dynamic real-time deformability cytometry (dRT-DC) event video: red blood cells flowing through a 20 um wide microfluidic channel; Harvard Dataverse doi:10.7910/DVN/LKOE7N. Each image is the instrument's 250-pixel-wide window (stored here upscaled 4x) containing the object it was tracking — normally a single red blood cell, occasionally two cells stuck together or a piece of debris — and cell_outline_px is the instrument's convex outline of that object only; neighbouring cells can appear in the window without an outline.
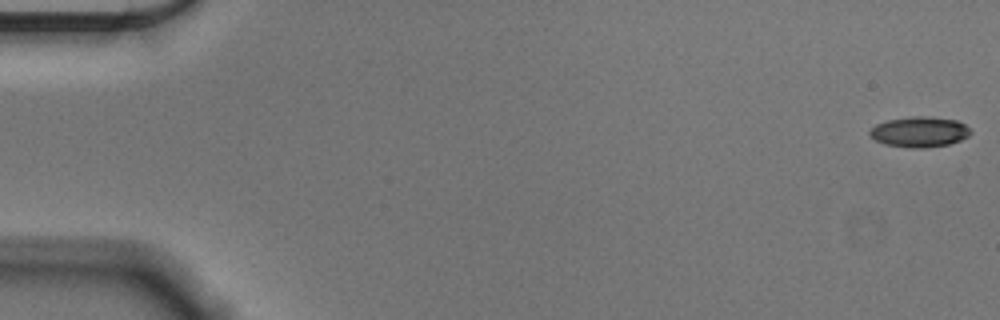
{"species": "Egyptian fruit bat (a non-hibernating species)", "species_latin": "Rousettus aegyptiacus", "temperature_condition": "cold", "stored_images_in_passage": 18, "camera_frame_rate_fps": 3000, "um_per_image_px": 0.085, "animal": {"sex": "male"}, "frame": {"image": 1, "passage_image": 1, "time_ms": 0.0, "image_size_px": [1000, 320], "cell_outline_px": [[972, 132], [968, 136], [960, 140], [948, 144], [924, 148], [908, 148], [884, 144], [876, 140], [868, 132], [876, 124], [888, 120], [912, 116], [928, 116], [956, 120], [964, 124]], "centroid_in_image_um": [78.15, 11.21], "position_along_channel_um": 6.8, "area_um2": 17.8}}
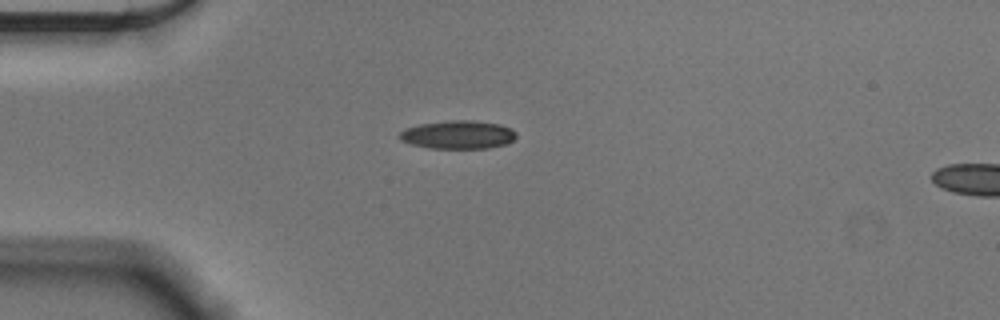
{"frame": {"image": 2, "passage_image": 15, "time_ms": 4.667, "image_size_px": [1000, 320], "cell_outline_px": [[516, 136], [508, 144], [488, 148], [428, 148], [412, 144], [400, 140], [396, 136], [400, 132], [408, 128], [420, 124], [452, 120], [472, 120], [500, 124], [512, 128], [516, 132]], "centroid_in_image_um": [38.95, 11.45], "position_along_channel_um": 46.0, "area_um2": 19.31}}